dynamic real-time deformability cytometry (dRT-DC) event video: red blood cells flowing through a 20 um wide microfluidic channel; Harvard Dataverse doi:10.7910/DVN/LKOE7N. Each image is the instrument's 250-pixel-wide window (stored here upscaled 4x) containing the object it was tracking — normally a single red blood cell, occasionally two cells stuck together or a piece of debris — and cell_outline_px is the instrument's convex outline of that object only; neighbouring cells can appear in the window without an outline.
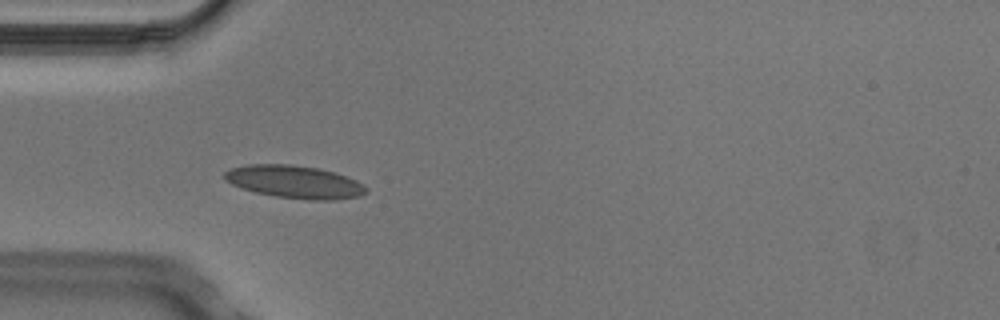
{"species": "Egyptian fruit bat (a non-hibernating species)", "species_latin": "Rousettus aegyptiacus", "temperature_condition": "cold", "stored_images_in_passage": 2, "camera_frame_rate_fps": 3000, "um_per_image_px": 0.085, "animal": {"sex": "male"}, "frame": {"image": 1, "passage_image": 1, "time_ms": 0.0, "image_size_px": [1000, 320], "cell_outline_px": [[368, 192], [360, 196], [336, 200], [308, 200], [276, 196], [256, 192], [232, 184], [224, 180], [224, 172], [232, 168], [248, 164], [292, 164], [316, 168], [336, 172], [356, 180], [364, 184], [368, 188]], "centroid_in_image_um": [25.09, 15.46], "position_along_channel_um": 59.9, "area_um2": 27.11}}